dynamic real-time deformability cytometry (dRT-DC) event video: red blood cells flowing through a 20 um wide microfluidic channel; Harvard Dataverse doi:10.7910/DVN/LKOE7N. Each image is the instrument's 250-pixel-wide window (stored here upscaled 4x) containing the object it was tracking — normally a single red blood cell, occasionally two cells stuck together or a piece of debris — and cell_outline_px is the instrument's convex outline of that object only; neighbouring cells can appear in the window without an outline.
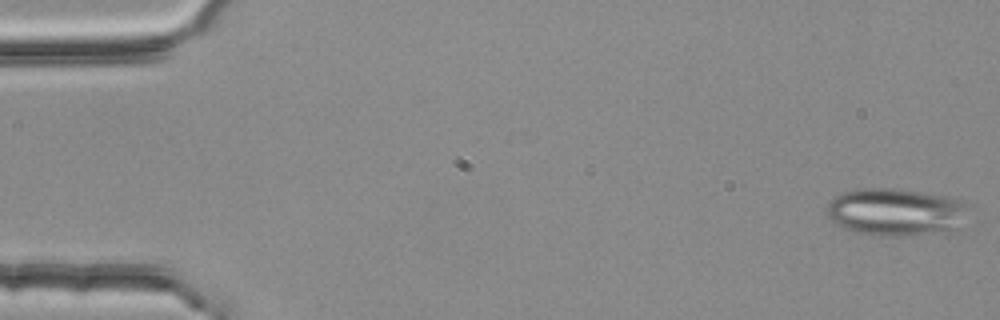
{"species": "common noctule bat (a hibernating species)", "species_latin": "Nyctalus noctula", "temperature_condition": "room temperature", "stored_images_in_passage": 5, "camera_frame_rate_fps": 3000, "um_per_image_px": 0.085, "animal": {"sex": "female", "body_mass_g": 25.1}, "frame": {"image": 1, "passage_image": 1, "time_ms": 0.0, "image_size_px": [1000, 320], "cell_outline_px": [[972, 204], [952, 228], [948, 232], [908, 236], [880, 236], [856, 232], [840, 228], [828, 216], [828, 204], [832, 196], [844, 192], [864, 188], [892, 188], [924, 192], [944, 196], [960, 200]], "centroid_in_image_um": [76.09, 18.02], "position_along_channel_um": 8.9, "area_um2": 39.19}}